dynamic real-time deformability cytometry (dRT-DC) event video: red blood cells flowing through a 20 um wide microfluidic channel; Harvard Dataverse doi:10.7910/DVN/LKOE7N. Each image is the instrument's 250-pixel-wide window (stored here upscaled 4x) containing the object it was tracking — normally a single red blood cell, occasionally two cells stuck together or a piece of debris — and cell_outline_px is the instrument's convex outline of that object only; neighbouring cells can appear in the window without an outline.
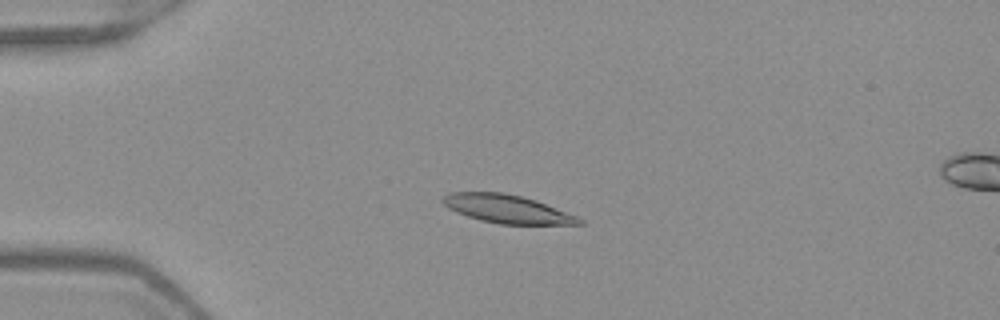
{"species": "Egyptian fruit bat (a non-hibernating species)", "species_latin": "Rousettus aegyptiacus", "temperature_condition": "warm", "stored_images_in_passage": 53, "camera_frame_rate_fps": 3000, "um_per_image_px": 0.085, "frame": {"image": 1, "passage_image": 14, "time_ms": 4.333, "image_size_px": [1000, 320], "cell_outline_px": [[584, 224], [500, 224], [480, 220], [456, 212], [448, 208], [440, 200], [448, 192], [504, 192], [536, 200], [576, 216], [584, 220]], "centroid_in_image_um": [43.07, 17.75], "position_along_channel_um": 41.9, "area_um2": 22.37}}
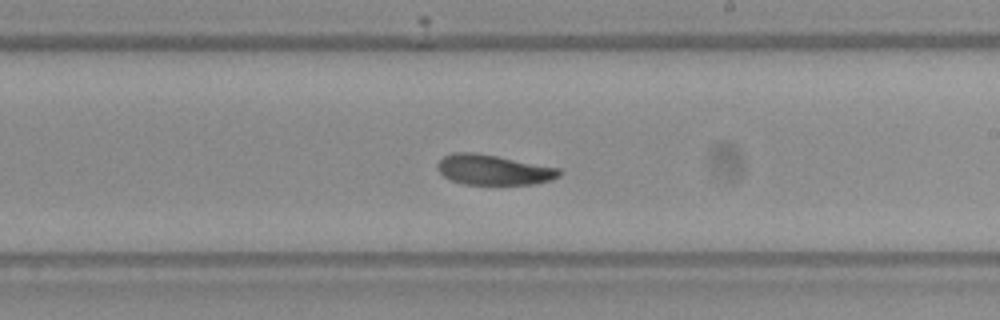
{"frame": {"image": 2, "passage_image": 32, "time_ms": 10.333, "image_size_px": [1000, 320], "cell_outline_px": [[564, 172], [560, 176], [552, 180], [532, 184], [464, 184], [452, 180], [444, 176], [436, 168], [436, 164], [444, 156], [452, 152], [476, 152], [560, 168]], "centroid_in_image_um": [41.96, 14.43], "position_along_channel_um": 247.0, "area_um2": 21.5}}
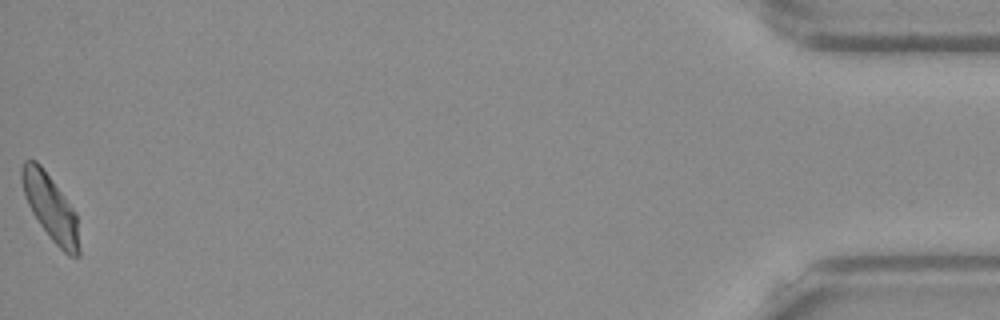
{"frame": {"image": 3, "passage_image": 53, "time_ms": 17.333, "image_size_px": [1000, 320], "cell_outline_px": [[80, 256], [68, 256], [52, 240], [40, 224], [32, 212], [24, 196], [20, 176], [20, 168], [24, 160], [36, 160], [44, 168], [76, 212], [80, 248]], "centroid_in_image_um": [4.29, 17.61], "position_along_channel_um": 430.9, "area_um2": 22.08}, "authors_computed_cell_mechanics": {"area_um2": 22.3108, "velocity_mm_per_s": 3.9516, "shape_relaxation_time_tau1_ms": 5.8609, "shape_relaxation_time_tau2_ms": 3.5961, "deformation_change_tau1": 0.1666, "deformation_change_tau2": 0.1003}}